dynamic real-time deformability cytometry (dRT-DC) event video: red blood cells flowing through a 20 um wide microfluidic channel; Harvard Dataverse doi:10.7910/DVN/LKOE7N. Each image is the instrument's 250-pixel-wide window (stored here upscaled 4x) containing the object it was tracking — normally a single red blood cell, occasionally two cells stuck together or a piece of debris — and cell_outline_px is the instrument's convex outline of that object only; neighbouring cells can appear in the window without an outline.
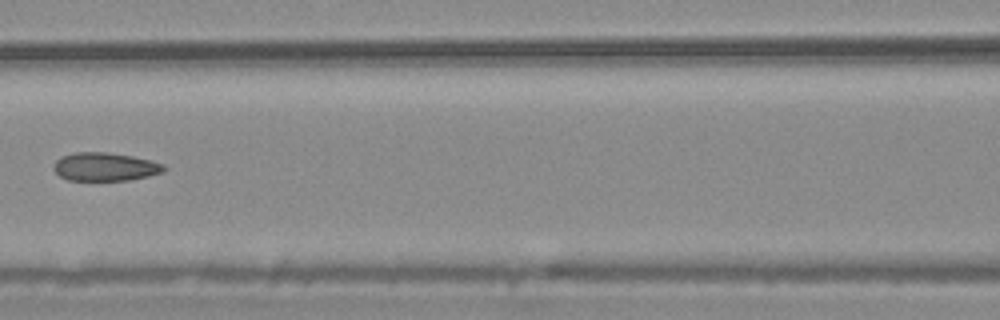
{"species": "common noctule bat (a hibernating species)", "species_latin": "Nyctalus noctula", "temperature_condition": "warm", "stored_images_in_passage": 5, "camera_frame_rate_fps": 3000, "um_per_image_px": 0.085, "animal": {"sex": "male", "body_mass_g": 20.4}, "frame": {"image": 1, "passage_image": 5, "time_ms": 1.333, "image_size_px": [1000, 320], "cell_outline_px": [[168, 168], [164, 172], [148, 176], [128, 180], [68, 180], [60, 176], [52, 168], [56, 160], [64, 156], [76, 152], [108, 152], [132, 156], [164, 164]], "centroid_in_image_um": [8.95, 14.18], "position_along_channel_um": 157.7, "area_um2": 18.15}}